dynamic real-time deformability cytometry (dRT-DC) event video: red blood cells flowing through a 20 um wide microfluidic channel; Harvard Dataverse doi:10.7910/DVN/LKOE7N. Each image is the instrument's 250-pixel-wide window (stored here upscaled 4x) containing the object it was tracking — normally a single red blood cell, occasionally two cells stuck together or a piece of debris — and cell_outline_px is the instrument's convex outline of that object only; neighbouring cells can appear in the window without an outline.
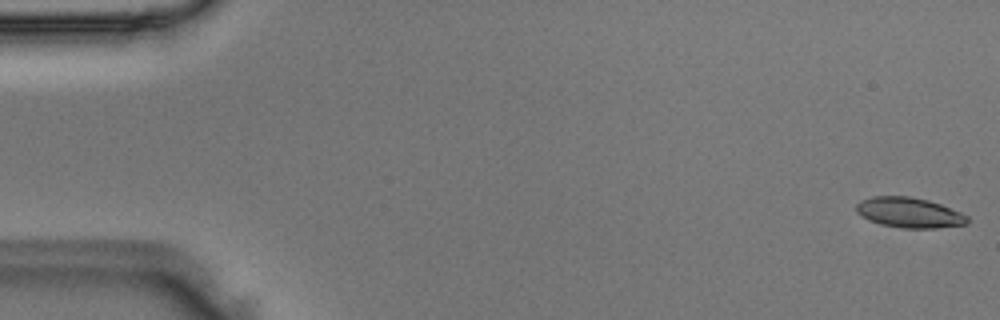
{"species": "Egyptian fruit bat (a non-hibernating species)", "species_latin": "Rousettus aegyptiacus", "temperature_condition": "room temperature", "stored_images_in_passage": 50, "camera_frame_rate_fps": 3000, "um_per_image_px": 0.085, "animal": {"sex": "male"}, "frame": {"image": 1, "passage_image": 1, "time_ms": 0.0, "image_size_px": [1000, 320], "cell_outline_px": [[968, 224], [936, 228], [900, 228], [880, 224], [868, 220], [856, 212], [856, 204], [860, 200], [872, 196], [908, 196], [928, 200], [940, 204], [960, 212], [968, 216]], "centroid_in_image_um": [77.26, 18.07], "position_along_channel_um": 7.7, "area_um2": 19.65}}
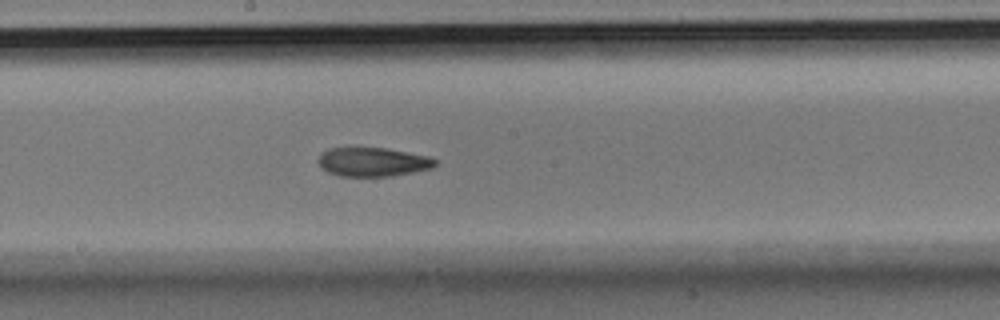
{"frame": {"image": 2, "passage_image": 27, "time_ms": 8.667, "image_size_px": [1000, 320], "cell_outline_px": [[436, 164], [432, 168], [392, 176], [340, 176], [328, 172], [320, 168], [316, 160], [320, 152], [328, 148], [348, 144], [352, 144], [384, 148], [428, 156], [436, 160]], "centroid_in_image_um": [31.55, 13.71], "position_along_channel_um": 216.7, "area_um2": 20.63}}
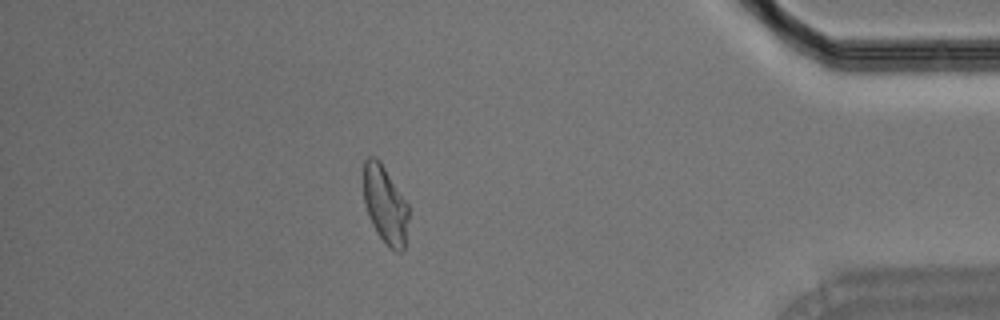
{"frame": {"image": 3, "passage_image": 44, "time_ms": 14.333, "image_size_px": [1000, 320], "cell_outline_px": [[408, 220], [404, 248], [400, 252], [396, 252], [376, 232], [372, 224], [364, 204], [364, 160], [368, 156], [376, 156], [380, 160], [408, 204]], "centroid_in_image_um": [32.73, 17.36], "position_along_channel_um": 402.5, "area_um2": 20.23}}